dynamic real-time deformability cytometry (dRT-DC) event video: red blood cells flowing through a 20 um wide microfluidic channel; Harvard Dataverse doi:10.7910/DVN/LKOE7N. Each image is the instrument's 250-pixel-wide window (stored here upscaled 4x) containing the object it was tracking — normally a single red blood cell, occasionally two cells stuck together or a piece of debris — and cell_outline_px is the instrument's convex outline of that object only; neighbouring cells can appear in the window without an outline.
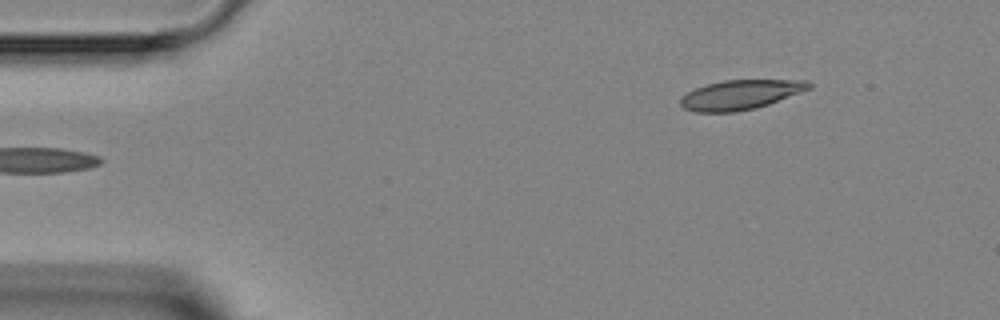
{"species": "Egyptian fruit bat (a non-hibernating species)", "species_latin": "Rousettus aegyptiacus", "temperature_condition": "room temperature", "stored_images_in_passage": 3, "camera_frame_rate_fps": 3000, "um_per_image_px": 0.085, "animal": {"sex": "female"}, "frame": {"image": 1, "passage_image": 1, "time_ms": 0.0, "image_size_px": [1000, 320], "cell_outline_px": [[812, 88], [768, 104], [756, 108], [736, 112], [696, 112], [684, 108], [680, 104], [680, 100], [688, 92], [696, 88], [708, 84], [724, 80], [808, 80], [812, 84]], "centroid_in_image_um": [62.97, 8.05], "position_along_channel_um": 22.0, "area_um2": 21.96}}